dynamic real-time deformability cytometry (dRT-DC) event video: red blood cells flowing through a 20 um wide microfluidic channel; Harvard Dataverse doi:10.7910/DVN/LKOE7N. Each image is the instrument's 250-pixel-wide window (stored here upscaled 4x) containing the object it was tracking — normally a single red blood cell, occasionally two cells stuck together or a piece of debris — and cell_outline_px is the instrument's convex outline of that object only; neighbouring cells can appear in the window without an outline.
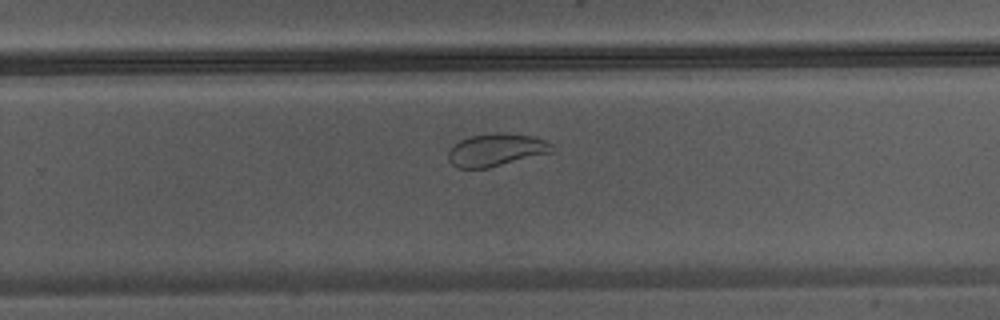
{"species": "Egyptian fruit bat (a non-hibernating species)", "species_latin": "Rousettus aegyptiacus", "temperature_condition": "warm", "stored_images_in_passage": 28, "camera_frame_rate_fps": 3000, "um_per_image_px": 0.085, "animal": {"sex": "male"}, "frame": {"image": 1, "passage_image": 16, "time_ms": 5.0, "image_size_px": [1000, 320], "cell_outline_px": [[556, 148], [552, 152], [488, 168], [456, 168], [448, 160], [448, 152], [452, 144], [468, 136], [496, 132], [532, 136], [544, 140], [552, 144]], "centroid_in_image_um": [42.14, 12.74], "position_along_channel_um": 287.7, "area_um2": 19.83}}